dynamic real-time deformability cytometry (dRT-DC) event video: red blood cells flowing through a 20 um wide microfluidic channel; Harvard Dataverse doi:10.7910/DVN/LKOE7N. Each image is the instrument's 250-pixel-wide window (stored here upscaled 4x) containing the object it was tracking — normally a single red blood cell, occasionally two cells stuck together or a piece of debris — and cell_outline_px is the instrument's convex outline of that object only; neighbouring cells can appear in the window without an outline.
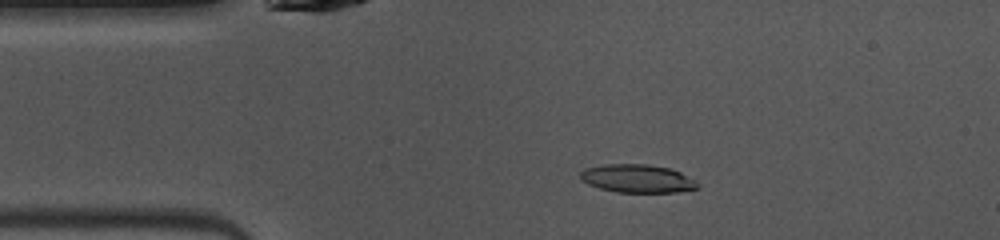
{"species": "common noctule bat (a hibernating species)", "species_latin": "Nyctalus noctula", "temperature_condition": "warm", "stored_images_in_passage": 47, "camera_frame_rate_fps": 3000, "um_per_image_px": 0.085, "animal": {"sex": "female", "body_mass_g": 10.0, "forearm_length_mm": 53.1}, "frame": {"image": 1, "passage_image": 8, "time_ms": 2.333, "image_size_px": [1000, 240], "cell_outline_px": [[700, 188], [676, 192], [616, 192], [600, 188], [588, 184], [580, 180], [580, 172], [584, 168], [604, 164], [648, 164], [668, 168], [680, 172], [696, 180], [700, 184]], "centroid_in_image_um": [54.18, 15.17], "position_along_channel_um": 30.8, "area_um2": 19.42}}
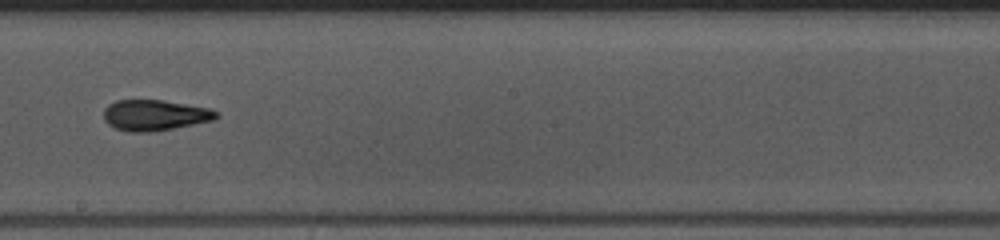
{"frame": {"image": 2, "passage_image": 25, "time_ms": 8.0, "image_size_px": [1000, 240], "cell_outline_px": [[220, 116], [216, 120], [172, 128], [148, 132], [128, 132], [116, 128], [108, 124], [104, 120], [104, 108], [108, 104], [116, 100], [160, 100], [208, 108], [220, 112]], "centroid_in_image_um": [13.16, 9.79], "position_along_channel_um": 235.0, "area_um2": 20.17}}
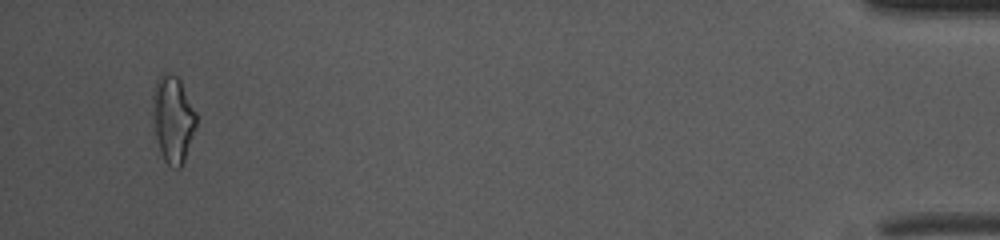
{"frame": {"image": 3, "passage_image": 45, "time_ms": 14.667, "image_size_px": [1000, 240], "cell_outline_px": [[196, 128], [184, 160], [180, 168], [176, 168], [168, 164], [164, 160], [160, 152], [156, 136], [152, 100], [152, 92], [156, 80], [160, 72], [168, 72], [176, 76], [180, 80], [196, 112]], "centroid_in_image_um": [14.69, 10.08], "position_along_channel_um": 420.5, "area_um2": 21.96}, "authors_computed_cell_mechanics": {"area_um2": 19.652, "velocity_mm_per_s": 4.0852, "shape_relaxation_time_tau1_ms": 9.1595, "shape_relaxation_time_tau2_ms": 3.459, "deformation_change_tau1": 0.242, "deformation_change_tau2": 0.1165}}